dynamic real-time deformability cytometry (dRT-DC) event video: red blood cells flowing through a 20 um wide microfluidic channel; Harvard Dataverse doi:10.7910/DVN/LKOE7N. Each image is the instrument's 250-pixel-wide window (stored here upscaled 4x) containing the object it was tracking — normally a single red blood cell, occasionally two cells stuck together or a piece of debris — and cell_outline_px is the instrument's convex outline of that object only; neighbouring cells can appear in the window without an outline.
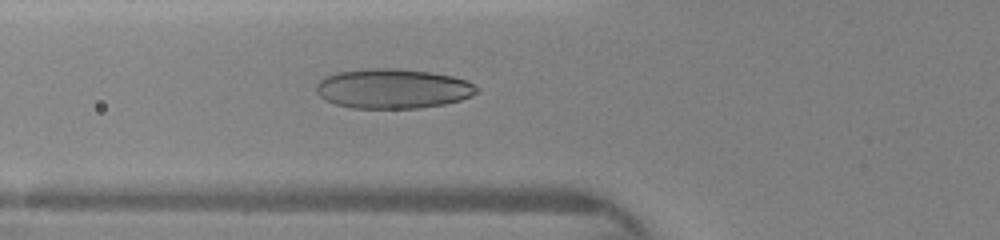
{"species": "human", "species_latin": "Homo sapiens", "temperature_condition": "warm", "stored_images_in_passage": 45, "camera_frame_rate_fps": 3000, "um_per_image_px": 0.085, "donor": {"sex": "female"}, "frame": {"image": 1, "passage_image": 16, "time_ms": 5.0, "image_size_px": [1000, 240], "cell_outline_px": [[480, 92], [472, 96], [460, 100], [444, 104], [420, 108], [352, 108], [336, 104], [324, 100], [316, 92], [316, 84], [324, 76], [336, 72], [368, 68], [396, 68], [432, 72], [452, 76], [464, 80], [480, 88]], "centroid_in_image_um": [33.38, 7.53], "position_along_channel_um": 92.4, "area_um2": 37.45}}
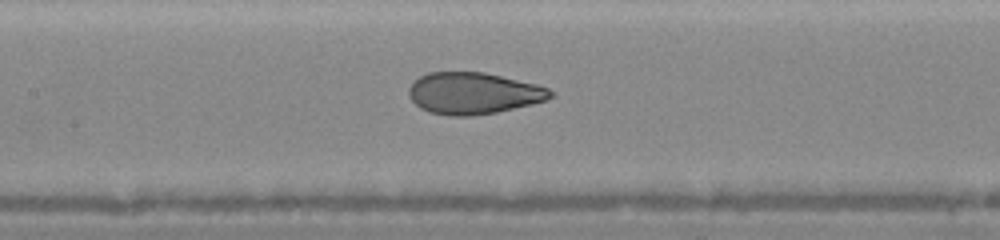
{"frame": {"image": 2, "passage_image": 21, "time_ms": 6.667, "image_size_px": [1000, 240], "cell_outline_px": [[556, 92], [548, 100], [532, 104], [496, 112], [468, 116], [452, 116], [432, 112], [420, 108], [408, 96], [408, 88], [420, 76], [428, 72], [484, 72], [536, 84], [548, 88]], "centroid_in_image_um": [40.26, 7.92], "position_along_channel_um": 167.1, "area_um2": 34.28}}
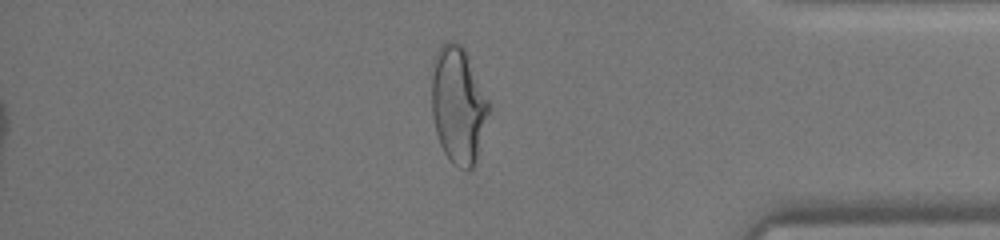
{"frame": {"image": 3, "passage_image": 38, "time_ms": 12.333, "image_size_px": [1000, 240], "cell_outline_px": [[492, 108], [476, 164], [472, 168], [460, 168], [452, 164], [444, 152], [440, 144], [436, 132], [432, 116], [432, 72], [436, 52], [440, 44], [448, 40], [452, 40], [460, 44], [468, 52], [492, 104]], "centroid_in_image_um": [39.01, 8.91], "position_along_channel_um": 396.2, "area_um2": 40.17}}